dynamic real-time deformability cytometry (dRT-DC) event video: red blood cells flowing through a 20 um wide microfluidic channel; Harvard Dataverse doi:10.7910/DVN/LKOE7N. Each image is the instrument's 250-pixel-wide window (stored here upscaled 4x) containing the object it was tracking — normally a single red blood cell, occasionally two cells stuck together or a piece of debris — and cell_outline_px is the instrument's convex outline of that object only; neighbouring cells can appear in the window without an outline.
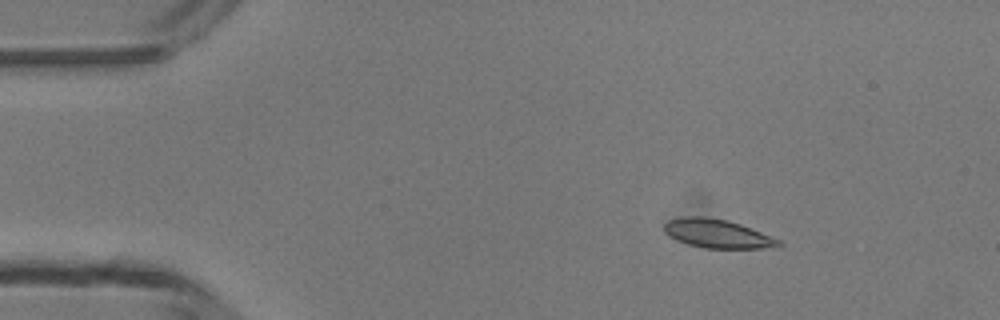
{"species": "common noctule bat (a hibernating species)", "species_latin": "Nyctalus noctula", "temperature_condition": "room temperature", "stored_images_in_passage": 4, "camera_frame_rate_fps": 3000, "um_per_image_px": 0.085, "animal": {"sex": "male", "body_mass_g": 13.3}, "frame": {"image": 1, "passage_image": 2, "time_ms": 2.0, "image_size_px": [1000, 320], "cell_outline_px": [[784, 244], [764, 248], [704, 248], [688, 244], [676, 240], [664, 232], [664, 224], [668, 220], [684, 216], [708, 216], [728, 220], [740, 224], [772, 236], [780, 240]], "centroid_in_image_um": [60.95, 19.85], "position_along_channel_um": 24.0, "area_um2": 19.19}}
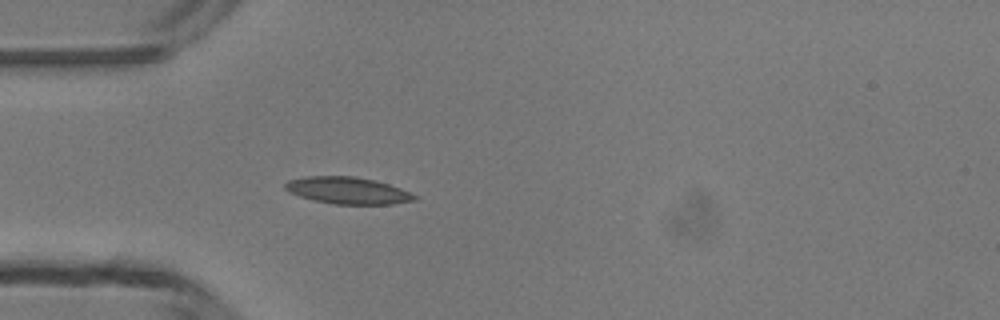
{"frame": {"image": 2, "passage_image": 4, "time_ms": 4.333, "image_size_px": [1000, 320], "cell_outline_px": [[420, 196], [416, 200], [392, 204], [332, 204], [300, 196], [288, 192], [284, 188], [284, 184], [288, 180], [304, 176], [356, 176], [376, 180], [400, 188]], "centroid_in_image_um": [29.57, 16.18], "position_along_channel_um": 55.4, "area_um2": 20.4}}